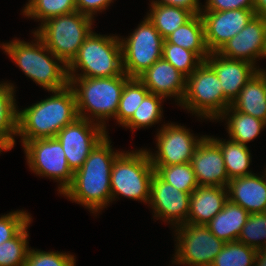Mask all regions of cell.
I'll use <instances>...</instances> for the list:
<instances>
[{
    "instance_id": "obj_41",
    "label": "cell",
    "mask_w": 266,
    "mask_h": 266,
    "mask_svg": "<svg viewBox=\"0 0 266 266\" xmlns=\"http://www.w3.org/2000/svg\"><path fill=\"white\" fill-rule=\"evenodd\" d=\"M151 4L175 6L190 11L193 15L201 14L202 8L199 0H153Z\"/></svg>"
},
{
    "instance_id": "obj_28",
    "label": "cell",
    "mask_w": 266,
    "mask_h": 266,
    "mask_svg": "<svg viewBox=\"0 0 266 266\" xmlns=\"http://www.w3.org/2000/svg\"><path fill=\"white\" fill-rule=\"evenodd\" d=\"M150 6V12L146 17L164 39L194 16L190 11L175 6L163 4Z\"/></svg>"
},
{
    "instance_id": "obj_37",
    "label": "cell",
    "mask_w": 266,
    "mask_h": 266,
    "mask_svg": "<svg viewBox=\"0 0 266 266\" xmlns=\"http://www.w3.org/2000/svg\"><path fill=\"white\" fill-rule=\"evenodd\" d=\"M76 260L73 255L55 252L29 249L24 266H75Z\"/></svg>"
},
{
    "instance_id": "obj_6",
    "label": "cell",
    "mask_w": 266,
    "mask_h": 266,
    "mask_svg": "<svg viewBox=\"0 0 266 266\" xmlns=\"http://www.w3.org/2000/svg\"><path fill=\"white\" fill-rule=\"evenodd\" d=\"M155 173L147 150L124 151L113 162L110 176L112 201L118 195L149 203Z\"/></svg>"
},
{
    "instance_id": "obj_12",
    "label": "cell",
    "mask_w": 266,
    "mask_h": 266,
    "mask_svg": "<svg viewBox=\"0 0 266 266\" xmlns=\"http://www.w3.org/2000/svg\"><path fill=\"white\" fill-rule=\"evenodd\" d=\"M106 135L107 131L101 125L78 117L59 131L56 138L62 144L69 167L75 172Z\"/></svg>"
},
{
    "instance_id": "obj_34",
    "label": "cell",
    "mask_w": 266,
    "mask_h": 266,
    "mask_svg": "<svg viewBox=\"0 0 266 266\" xmlns=\"http://www.w3.org/2000/svg\"><path fill=\"white\" fill-rule=\"evenodd\" d=\"M29 222L15 237L0 244V266H24L29 251Z\"/></svg>"
},
{
    "instance_id": "obj_32",
    "label": "cell",
    "mask_w": 266,
    "mask_h": 266,
    "mask_svg": "<svg viewBox=\"0 0 266 266\" xmlns=\"http://www.w3.org/2000/svg\"><path fill=\"white\" fill-rule=\"evenodd\" d=\"M257 250L236 240L225 242L211 266H254Z\"/></svg>"
},
{
    "instance_id": "obj_18",
    "label": "cell",
    "mask_w": 266,
    "mask_h": 266,
    "mask_svg": "<svg viewBox=\"0 0 266 266\" xmlns=\"http://www.w3.org/2000/svg\"><path fill=\"white\" fill-rule=\"evenodd\" d=\"M205 62L215 71L221 82L224 98L230 105L246 83L258 72L256 65L228 59L217 52L210 53Z\"/></svg>"
},
{
    "instance_id": "obj_16",
    "label": "cell",
    "mask_w": 266,
    "mask_h": 266,
    "mask_svg": "<svg viewBox=\"0 0 266 266\" xmlns=\"http://www.w3.org/2000/svg\"><path fill=\"white\" fill-rule=\"evenodd\" d=\"M221 56L256 64L266 58V17L255 15L250 22L217 52Z\"/></svg>"
},
{
    "instance_id": "obj_9",
    "label": "cell",
    "mask_w": 266,
    "mask_h": 266,
    "mask_svg": "<svg viewBox=\"0 0 266 266\" xmlns=\"http://www.w3.org/2000/svg\"><path fill=\"white\" fill-rule=\"evenodd\" d=\"M120 42L124 73L130 78H138L162 58L164 38L147 17Z\"/></svg>"
},
{
    "instance_id": "obj_20",
    "label": "cell",
    "mask_w": 266,
    "mask_h": 266,
    "mask_svg": "<svg viewBox=\"0 0 266 266\" xmlns=\"http://www.w3.org/2000/svg\"><path fill=\"white\" fill-rule=\"evenodd\" d=\"M227 191L228 200L249 214L266 212V168L261 177L253 173L230 179Z\"/></svg>"
},
{
    "instance_id": "obj_14",
    "label": "cell",
    "mask_w": 266,
    "mask_h": 266,
    "mask_svg": "<svg viewBox=\"0 0 266 266\" xmlns=\"http://www.w3.org/2000/svg\"><path fill=\"white\" fill-rule=\"evenodd\" d=\"M191 194L165 182L156 172L151 180L149 204L156 219L177 227L187 223Z\"/></svg>"
},
{
    "instance_id": "obj_33",
    "label": "cell",
    "mask_w": 266,
    "mask_h": 266,
    "mask_svg": "<svg viewBox=\"0 0 266 266\" xmlns=\"http://www.w3.org/2000/svg\"><path fill=\"white\" fill-rule=\"evenodd\" d=\"M155 172L165 181L182 192L192 193L197 187L191 163L171 166H153Z\"/></svg>"
},
{
    "instance_id": "obj_27",
    "label": "cell",
    "mask_w": 266,
    "mask_h": 266,
    "mask_svg": "<svg viewBox=\"0 0 266 266\" xmlns=\"http://www.w3.org/2000/svg\"><path fill=\"white\" fill-rule=\"evenodd\" d=\"M211 138L220 146L229 179L253 174L248 170L252 156L247 145L231 139L222 141V139Z\"/></svg>"
},
{
    "instance_id": "obj_15",
    "label": "cell",
    "mask_w": 266,
    "mask_h": 266,
    "mask_svg": "<svg viewBox=\"0 0 266 266\" xmlns=\"http://www.w3.org/2000/svg\"><path fill=\"white\" fill-rule=\"evenodd\" d=\"M205 41L210 53L218 52L223 45L239 33L256 15L254 9L228 11H201Z\"/></svg>"
},
{
    "instance_id": "obj_13",
    "label": "cell",
    "mask_w": 266,
    "mask_h": 266,
    "mask_svg": "<svg viewBox=\"0 0 266 266\" xmlns=\"http://www.w3.org/2000/svg\"><path fill=\"white\" fill-rule=\"evenodd\" d=\"M184 126L167 123L156 134L157 153L150 152L152 166H171L189 163L193 153L203 139L193 136Z\"/></svg>"
},
{
    "instance_id": "obj_31",
    "label": "cell",
    "mask_w": 266,
    "mask_h": 266,
    "mask_svg": "<svg viewBox=\"0 0 266 266\" xmlns=\"http://www.w3.org/2000/svg\"><path fill=\"white\" fill-rule=\"evenodd\" d=\"M165 99L162 96L149 93L135 110L132 117L122 126L126 128L141 129L152 126L162 119L161 103Z\"/></svg>"
},
{
    "instance_id": "obj_29",
    "label": "cell",
    "mask_w": 266,
    "mask_h": 266,
    "mask_svg": "<svg viewBox=\"0 0 266 266\" xmlns=\"http://www.w3.org/2000/svg\"><path fill=\"white\" fill-rule=\"evenodd\" d=\"M149 93L138 78H129L125 82L115 117L118 124L123 126Z\"/></svg>"
},
{
    "instance_id": "obj_42",
    "label": "cell",
    "mask_w": 266,
    "mask_h": 266,
    "mask_svg": "<svg viewBox=\"0 0 266 266\" xmlns=\"http://www.w3.org/2000/svg\"><path fill=\"white\" fill-rule=\"evenodd\" d=\"M254 10L257 16L266 17V0H254Z\"/></svg>"
},
{
    "instance_id": "obj_30",
    "label": "cell",
    "mask_w": 266,
    "mask_h": 266,
    "mask_svg": "<svg viewBox=\"0 0 266 266\" xmlns=\"http://www.w3.org/2000/svg\"><path fill=\"white\" fill-rule=\"evenodd\" d=\"M76 11V0H29L23 9V14L28 18L46 20Z\"/></svg>"
},
{
    "instance_id": "obj_19",
    "label": "cell",
    "mask_w": 266,
    "mask_h": 266,
    "mask_svg": "<svg viewBox=\"0 0 266 266\" xmlns=\"http://www.w3.org/2000/svg\"><path fill=\"white\" fill-rule=\"evenodd\" d=\"M138 79L150 93L175 98L179 105L185 92L186 77L163 58L157 60Z\"/></svg>"
},
{
    "instance_id": "obj_22",
    "label": "cell",
    "mask_w": 266,
    "mask_h": 266,
    "mask_svg": "<svg viewBox=\"0 0 266 266\" xmlns=\"http://www.w3.org/2000/svg\"><path fill=\"white\" fill-rule=\"evenodd\" d=\"M248 216L249 213L245 209L228 200L223 209L206 226L224 242L236 241Z\"/></svg>"
},
{
    "instance_id": "obj_21",
    "label": "cell",
    "mask_w": 266,
    "mask_h": 266,
    "mask_svg": "<svg viewBox=\"0 0 266 266\" xmlns=\"http://www.w3.org/2000/svg\"><path fill=\"white\" fill-rule=\"evenodd\" d=\"M227 201V187L198 186L191 193L187 223L206 225Z\"/></svg>"
},
{
    "instance_id": "obj_24",
    "label": "cell",
    "mask_w": 266,
    "mask_h": 266,
    "mask_svg": "<svg viewBox=\"0 0 266 266\" xmlns=\"http://www.w3.org/2000/svg\"><path fill=\"white\" fill-rule=\"evenodd\" d=\"M231 106L241 113L249 114L266 122V85L257 72L241 89Z\"/></svg>"
},
{
    "instance_id": "obj_26",
    "label": "cell",
    "mask_w": 266,
    "mask_h": 266,
    "mask_svg": "<svg viewBox=\"0 0 266 266\" xmlns=\"http://www.w3.org/2000/svg\"><path fill=\"white\" fill-rule=\"evenodd\" d=\"M224 118L228 120L226 129L228 130L229 138L243 145L253 141L266 126L265 121L236 111L231 105L217 120H223Z\"/></svg>"
},
{
    "instance_id": "obj_4",
    "label": "cell",
    "mask_w": 266,
    "mask_h": 266,
    "mask_svg": "<svg viewBox=\"0 0 266 266\" xmlns=\"http://www.w3.org/2000/svg\"><path fill=\"white\" fill-rule=\"evenodd\" d=\"M68 78L69 86L75 94L78 117L92 122L96 120L97 124L106 129L104 120L111 117L115 119L125 82L130 77L124 73L115 77ZM89 112L91 114L88 115Z\"/></svg>"
},
{
    "instance_id": "obj_40",
    "label": "cell",
    "mask_w": 266,
    "mask_h": 266,
    "mask_svg": "<svg viewBox=\"0 0 266 266\" xmlns=\"http://www.w3.org/2000/svg\"><path fill=\"white\" fill-rule=\"evenodd\" d=\"M113 0H76V11L94 18L97 12H102L110 6Z\"/></svg>"
},
{
    "instance_id": "obj_25",
    "label": "cell",
    "mask_w": 266,
    "mask_h": 266,
    "mask_svg": "<svg viewBox=\"0 0 266 266\" xmlns=\"http://www.w3.org/2000/svg\"><path fill=\"white\" fill-rule=\"evenodd\" d=\"M165 40L195 52L203 61L210 54L205 41L204 22L200 14L194 15L188 22L168 35Z\"/></svg>"
},
{
    "instance_id": "obj_5",
    "label": "cell",
    "mask_w": 266,
    "mask_h": 266,
    "mask_svg": "<svg viewBox=\"0 0 266 266\" xmlns=\"http://www.w3.org/2000/svg\"><path fill=\"white\" fill-rule=\"evenodd\" d=\"M78 69L83 74H77ZM67 70L68 77L99 78L123 75L120 37L96 34L92 30L74 59L67 65Z\"/></svg>"
},
{
    "instance_id": "obj_2",
    "label": "cell",
    "mask_w": 266,
    "mask_h": 266,
    "mask_svg": "<svg viewBox=\"0 0 266 266\" xmlns=\"http://www.w3.org/2000/svg\"><path fill=\"white\" fill-rule=\"evenodd\" d=\"M52 94L24 110L18 109L17 136H21L22 145L30 140L56 137L78 118L75 94L69 85Z\"/></svg>"
},
{
    "instance_id": "obj_17",
    "label": "cell",
    "mask_w": 266,
    "mask_h": 266,
    "mask_svg": "<svg viewBox=\"0 0 266 266\" xmlns=\"http://www.w3.org/2000/svg\"><path fill=\"white\" fill-rule=\"evenodd\" d=\"M198 186L227 187L230 179L226 173L220 146L211 138L204 136L191 158Z\"/></svg>"
},
{
    "instance_id": "obj_36",
    "label": "cell",
    "mask_w": 266,
    "mask_h": 266,
    "mask_svg": "<svg viewBox=\"0 0 266 266\" xmlns=\"http://www.w3.org/2000/svg\"><path fill=\"white\" fill-rule=\"evenodd\" d=\"M238 241L256 250L266 247V212L249 214Z\"/></svg>"
},
{
    "instance_id": "obj_11",
    "label": "cell",
    "mask_w": 266,
    "mask_h": 266,
    "mask_svg": "<svg viewBox=\"0 0 266 266\" xmlns=\"http://www.w3.org/2000/svg\"><path fill=\"white\" fill-rule=\"evenodd\" d=\"M174 228H177V243L172 263L211 266L225 244L210 232L206 225L186 223Z\"/></svg>"
},
{
    "instance_id": "obj_10",
    "label": "cell",
    "mask_w": 266,
    "mask_h": 266,
    "mask_svg": "<svg viewBox=\"0 0 266 266\" xmlns=\"http://www.w3.org/2000/svg\"><path fill=\"white\" fill-rule=\"evenodd\" d=\"M27 164L36 175L49 177L59 184V193L72 184L74 172L68 161L60 141L56 138H43L27 141L23 145Z\"/></svg>"
},
{
    "instance_id": "obj_44",
    "label": "cell",
    "mask_w": 266,
    "mask_h": 266,
    "mask_svg": "<svg viewBox=\"0 0 266 266\" xmlns=\"http://www.w3.org/2000/svg\"><path fill=\"white\" fill-rule=\"evenodd\" d=\"M258 72L263 76L266 85V71L264 69H259L258 67Z\"/></svg>"
},
{
    "instance_id": "obj_1",
    "label": "cell",
    "mask_w": 266,
    "mask_h": 266,
    "mask_svg": "<svg viewBox=\"0 0 266 266\" xmlns=\"http://www.w3.org/2000/svg\"><path fill=\"white\" fill-rule=\"evenodd\" d=\"M110 144L107 134L74 172L72 184L62 194L95 214L112 202L111 169L121 152L113 151Z\"/></svg>"
},
{
    "instance_id": "obj_3",
    "label": "cell",
    "mask_w": 266,
    "mask_h": 266,
    "mask_svg": "<svg viewBox=\"0 0 266 266\" xmlns=\"http://www.w3.org/2000/svg\"><path fill=\"white\" fill-rule=\"evenodd\" d=\"M32 33L36 38L35 43L14 39L1 44L2 49L26 76L48 92L67 87V65L45 46L35 32Z\"/></svg>"
},
{
    "instance_id": "obj_23",
    "label": "cell",
    "mask_w": 266,
    "mask_h": 266,
    "mask_svg": "<svg viewBox=\"0 0 266 266\" xmlns=\"http://www.w3.org/2000/svg\"><path fill=\"white\" fill-rule=\"evenodd\" d=\"M14 90L11 83L0 84V153L11 150L15 145L18 107Z\"/></svg>"
},
{
    "instance_id": "obj_38",
    "label": "cell",
    "mask_w": 266,
    "mask_h": 266,
    "mask_svg": "<svg viewBox=\"0 0 266 266\" xmlns=\"http://www.w3.org/2000/svg\"><path fill=\"white\" fill-rule=\"evenodd\" d=\"M31 215L17 210L0 217V244L15 237L29 222Z\"/></svg>"
},
{
    "instance_id": "obj_43",
    "label": "cell",
    "mask_w": 266,
    "mask_h": 266,
    "mask_svg": "<svg viewBox=\"0 0 266 266\" xmlns=\"http://www.w3.org/2000/svg\"><path fill=\"white\" fill-rule=\"evenodd\" d=\"M254 266H266V247L260 250H257Z\"/></svg>"
},
{
    "instance_id": "obj_35",
    "label": "cell",
    "mask_w": 266,
    "mask_h": 266,
    "mask_svg": "<svg viewBox=\"0 0 266 266\" xmlns=\"http://www.w3.org/2000/svg\"><path fill=\"white\" fill-rule=\"evenodd\" d=\"M162 58L173 65L185 77L190 76L203 62L193 51L176 44L163 42Z\"/></svg>"
},
{
    "instance_id": "obj_39",
    "label": "cell",
    "mask_w": 266,
    "mask_h": 266,
    "mask_svg": "<svg viewBox=\"0 0 266 266\" xmlns=\"http://www.w3.org/2000/svg\"><path fill=\"white\" fill-rule=\"evenodd\" d=\"M202 11L254 9V0H206Z\"/></svg>"
},
{
    "instance_id": "obj_8",
    "label": "cell",
    "mask_w": 266,
    "mask_h": 266,
    "mask_svg": "<svg viewBox=\"0 0 266 266\" xmlns=\"http://www.w3.org/2000/svg\"><path fill=\"white\" fill-rule=\"evenodd\" d=\"M198 117L216 120L230 106L215 71L205 62L186 77L185 92L179 106Z\"/></svg>"
},
{
    "instance_id": "obj_7",
    "label": "cell",
    "mask_w": 266,
    "mask_h": 266,
    "mask_svg": "<svg viewBox=\"0 0 266 266\" xmlns=\"http://www.w3.org/2000/svg\"><path fill=\"white\" fill-rule=\"evenodd\" d=\"M93 21L90 16L74 11L46 20L35 33L55 56L68 65L92 32Z\"/></svg>"
}]
</instances>
